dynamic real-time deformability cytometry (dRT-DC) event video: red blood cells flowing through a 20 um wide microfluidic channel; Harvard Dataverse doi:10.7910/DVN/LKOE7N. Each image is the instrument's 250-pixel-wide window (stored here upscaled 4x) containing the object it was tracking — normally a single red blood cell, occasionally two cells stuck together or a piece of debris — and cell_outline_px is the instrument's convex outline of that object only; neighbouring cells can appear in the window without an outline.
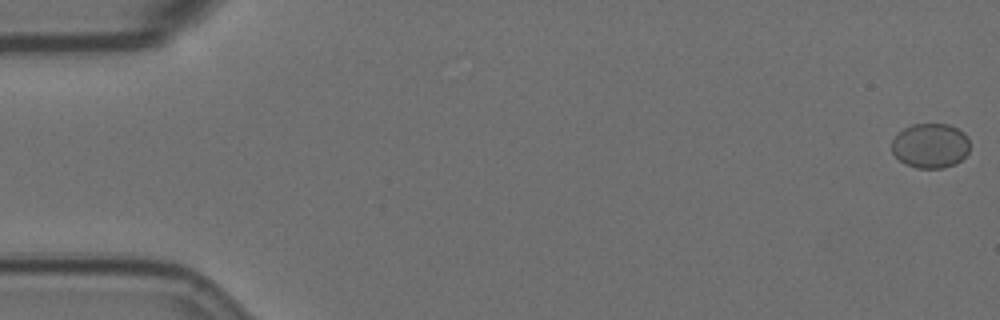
{"species": "Egyptian fruit bat (a non-hibernating species)", "species_latin": "Rousettus aegyptiacus", "temperature_condition": "room temperature", "stored_images_in_passage": 21, "camera_frame_rate_fps": 3000, "um_per_image_px": 0.085, "animal": {"sex": "female"}, "frame": {"image": 1, "passage_image": 1, "time_ms": 0.0, "image_size_px": [1000, 320], "cell_outline_px": [[968, 152], [956, 164], [944, 168], [916, 168], [904, 164], [892, 152], [892, 140], [904, 128], [912, 124], [948, 124], [964, 132], [968, 136]], "centroid_in_image_um": [79.08, 12.39], "position_along_channel_um": 5.9, "area_um2": 20.35}}
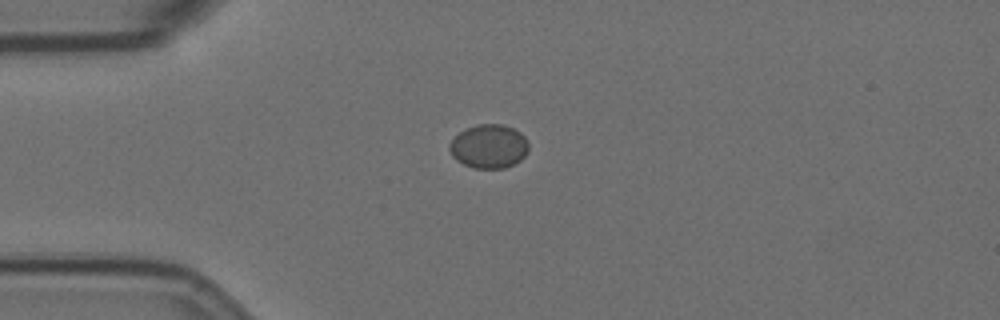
{"frame": {"image": 2, "passage_image": 15, "time_ms": 4.667, "image_size_px": [1000, 320], "cell_outline_px": [[528, 152], [520, 160], [504, 168], [472, 168], [456, 160], [452, 156], [448, 148], [448, 144], [460, 132], [476, 124], [500, 124], [512, 128], [520, 132], [524, 136], [528, 144]], "centroid_in_image_um": [41.54, 12.44], "position_along_channel_um": 43.5, "area_um2": 20.11}}
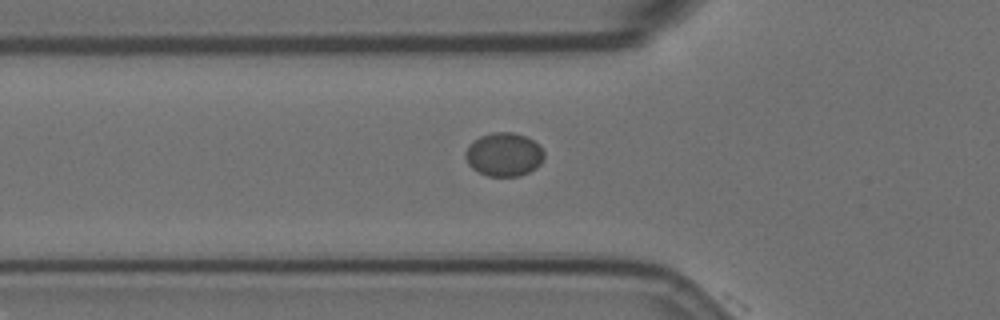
{"frame": {"image": 3, "passage_image": 20, "time_ms": 6.333, "image_size_px": [1000, 320], "cell_outline_px": [[544, 160], [536, 168], [520, 176], [488, 176], [472, 168], [468, 164], [464, 156], [464, 152], [468, 144], [472, 140], [480, 136], [492, 132], [512, 132], [524, 136], [532, 140], [544, 152]], "centroid_in_image_um": [42.8, 13.13], "position_along_channel_um": 83.0, "area_um2": 20.06}}